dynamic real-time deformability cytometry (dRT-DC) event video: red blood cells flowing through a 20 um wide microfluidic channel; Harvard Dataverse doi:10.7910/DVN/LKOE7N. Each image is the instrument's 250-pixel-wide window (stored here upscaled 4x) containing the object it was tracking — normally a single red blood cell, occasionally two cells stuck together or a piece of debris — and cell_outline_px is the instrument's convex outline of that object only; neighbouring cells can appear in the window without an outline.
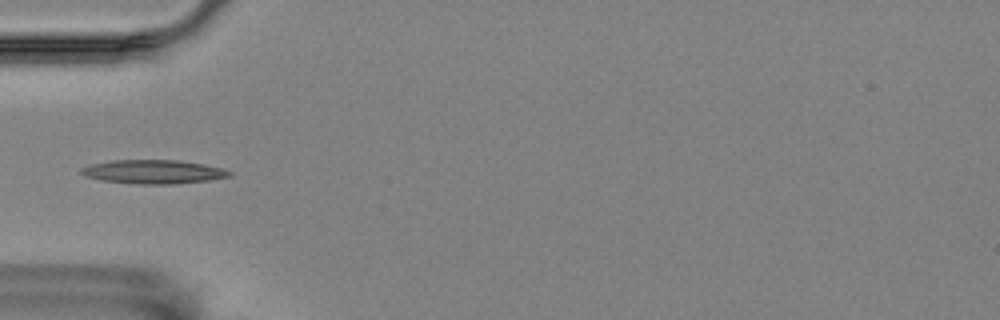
{"species": "Egyptian fruit bat (a non-hibernating species)", "species_latin": "Rousettus aegyptiacus", "temperature_condition": "room temperature", "stored_images_in_passage": 3, "camera_frame_rate_fps": 3000, "um_per_image_px": 0.085, "animal": {"sex": "female"}, "frame": {"image": 1, "passage_image": 3, "time_ms": 0.667, "image_size_px": [1000, 320], "cell_outline_px": [[232, 176], [208, 180], [176, 184], [136, 184], [100, 180], [84, 176], [80, 172], [80, 168], [88, 164], [112, 160], [180, 160], [204, 164], [224, 168], [232, 172]], "centroid_in_image_um": [13.02, 14.6], "position_along_channel_um": 72.0, "area_um2": 20.87}}